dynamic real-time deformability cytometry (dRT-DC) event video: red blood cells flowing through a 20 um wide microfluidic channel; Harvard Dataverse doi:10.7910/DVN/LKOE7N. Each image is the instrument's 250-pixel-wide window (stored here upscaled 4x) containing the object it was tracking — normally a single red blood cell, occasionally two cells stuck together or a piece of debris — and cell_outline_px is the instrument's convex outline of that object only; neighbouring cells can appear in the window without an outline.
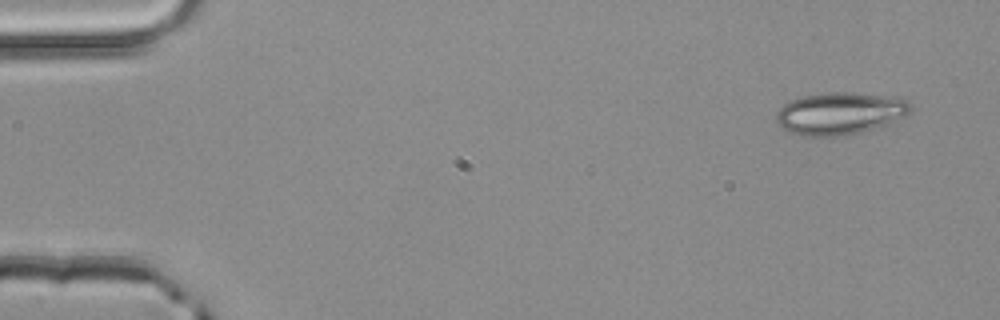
{"species": "common noctule bat (a hibernating species)", "species_latin": "Nyctalus noctula", "temperature_condition": "room temperature", "stored_images_in_passage": 4, "camera_frame_rate_fps": 3000, "um_per_image_px": 0.085, "animal": {"sex": "male", "body_mass_g": 20.4}, "frame": {"image": 1, "passage_image": 1, "time_ms": 0.0, "image_size_px": [1000, 320], "cell_outline_px": [[912, 112], [892, 124], [864, 132], [844, 136], [800, 136], [784, 128], [776, 120], [776, 112], [784, 104], [792, 100], [804, 96], [828, 92], [852, 92], [896, 96], [908, 100], [912, 104]], "centroid_in_image_um": [71.51, 9.64], "position_along_channel_um": 13.5, "area_um2": 33.76}}